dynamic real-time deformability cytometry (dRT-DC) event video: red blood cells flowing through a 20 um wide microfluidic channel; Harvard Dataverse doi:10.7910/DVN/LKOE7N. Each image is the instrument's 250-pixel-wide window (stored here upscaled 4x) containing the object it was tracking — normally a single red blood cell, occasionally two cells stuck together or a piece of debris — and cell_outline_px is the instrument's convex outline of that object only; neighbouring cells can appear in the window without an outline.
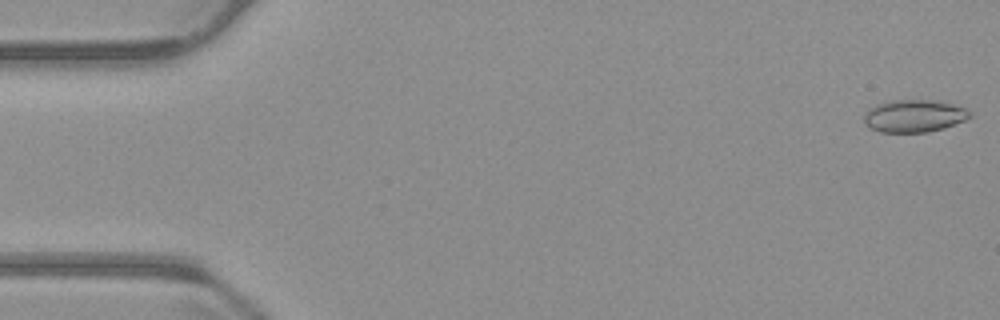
{"species": "common noctule bat (a hibernating species)", "species_latin": "Nyctalus noctula", "temperature_condition": "warm", "stored_images_in_passage": 55, "camera_frame_rate_fps": 3000, "um_per_image_px": 0.085, "animal": {"sex": "male", "body_mass_g": 23.1, "forearm_length_mm": 52.7}, "frame": {"image": 1, "passage_image": 1, "time_ms": 0.0, "image_size_px": [1000, 320], "cell_outline_px": [[972, 116], [964, 120], [944, 128], [928, 132], [880, 132], [868, 128], [864, 124], [864, 116], [868, 108], [876, 104], [892, 100], [940, 100], [968, 108], [972, 112]], "centroid_in_image_um": [77.71, 9.84], "position_along_channel_um": 7.3, "area_um2": 20.4}}
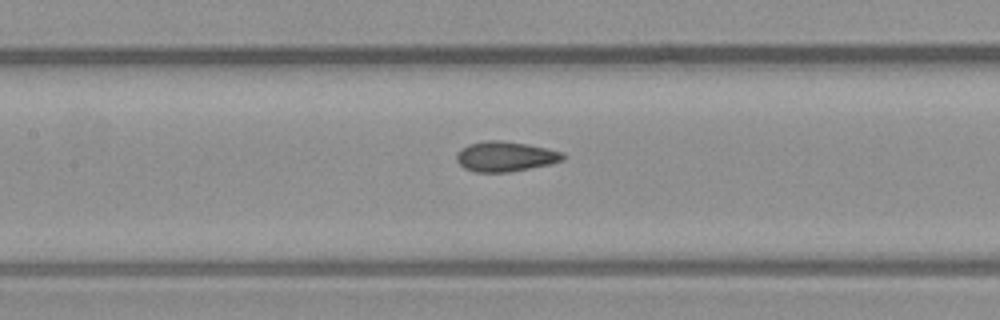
{"frame": {"image": 2, "passage_image": 25, "time_ms": 8.0, "image_size_px": [1000, 320], "cell_outline_px": [[564, 160], [548, 164], [508, 172], [476, 172], [464, 168], [456, 160], [456, 152], [460, 148], [468, 144], [484, 140], [504, 140], [528, 144], [564, 152]], "centroid_in_image_um": [42.91, 13.28], "position_along_channel_um": 164.5, "area_um2": 18.73}}
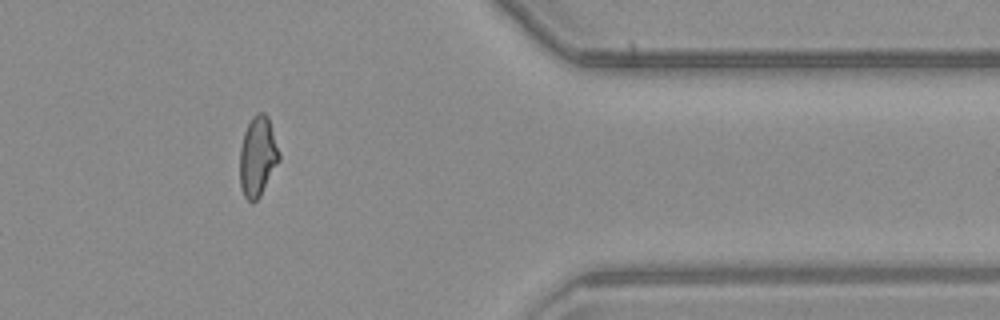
{"frame": {"image": 3, "passage_image": 45, "time_ms": 14.667, "image_size_px": [1000, 320], "cell_outline_px": [[280, 160], [260, 196], [252, 204], [244, 196], [240, 188], [240, 148], [244, 132], [252, 116], [256, 112], [264, 112], [268, 116], [280, 152]], "centroid_in_image_um": [21.91, 13.29], "position_along_channel_um": 389.5, "area_um2": 18.5}, "authors_computed_cell_mechanics": {"area_um2": 18.6694, "velocity_mm_per_s": 3.7447, "shape_relaxation_time_tau1_ms": null, "shape_relaxation_time_tau2_ms": 1.1671, "deformation_change_tau1": null, "deformation_change_tau2": 0.0682}}